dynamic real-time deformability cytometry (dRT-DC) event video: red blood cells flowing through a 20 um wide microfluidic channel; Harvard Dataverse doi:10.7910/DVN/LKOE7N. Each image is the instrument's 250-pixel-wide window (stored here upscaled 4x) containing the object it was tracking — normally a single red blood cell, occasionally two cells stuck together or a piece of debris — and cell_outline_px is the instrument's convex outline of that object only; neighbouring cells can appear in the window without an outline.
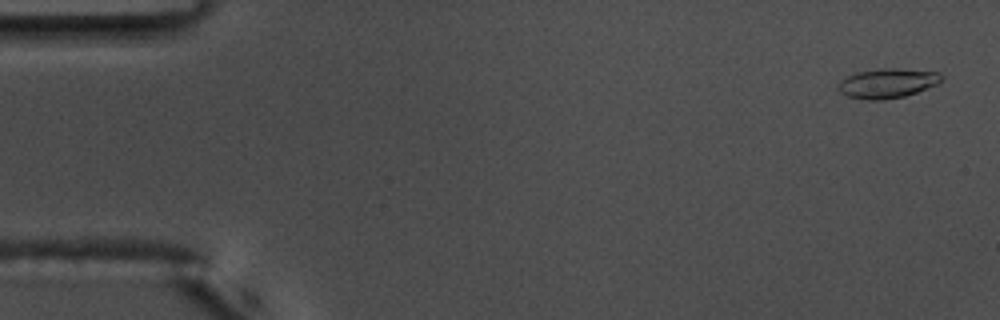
{"species": "common noctule bat (a hibernating species)", "species_latin": "Nyctalus noctula", "temperature_condition": "warm", "stored_images_in_passage": 56, "camera_frame_rate_fps": 3000, "um_per_image_px": 0.085, "animal": {"sex": "male", "body_mass_g": 17.5, "forearm_length_mm": 52.3}, "frame": {"image": 1, "passage_image": 2, "time_ms": 0.333, "image_size_px": [1000, 320], "cell_outline_px": [[944, 80], [936, 84], [916, 92], [904, 96], [884, 100], [868, 100], [848, 96], [840, 92], [840, 80], [848, 76], [860, 72], [884, 68], [896, 68], [940, 72], [944, 76]], "centroid_in_image_um": [75.49, 7.07], "position_along_channel_um": 9.5, "area_um2": 17.57}}
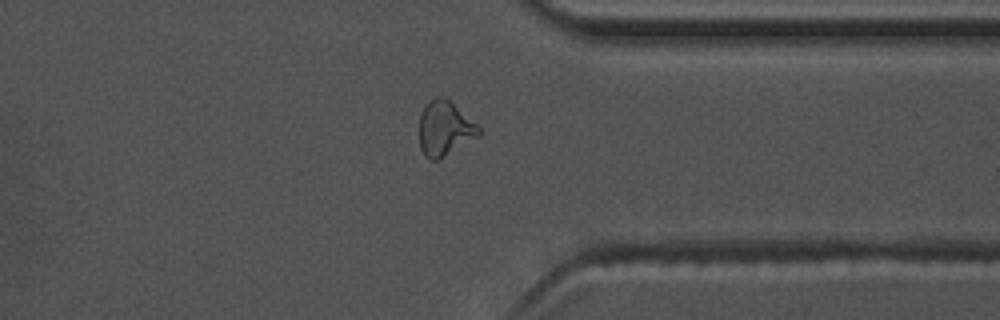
{"frame": {"image": 2, "passage_image": 43, "time_ms": 14.0, "image_size_px": [1000, 320], "cell_outline_px": [[480, 136], [444, 156], [436, 160], [428, 160], [424, 156], [420, 148], [420, 112], [428, 100], [436, 96], [444, 96], [476, 124], [480, 128]], "centroid_in_image_um": [37.77, 10.92], "position_along_channel_um": 373.6, "area_um2": 18.9}}
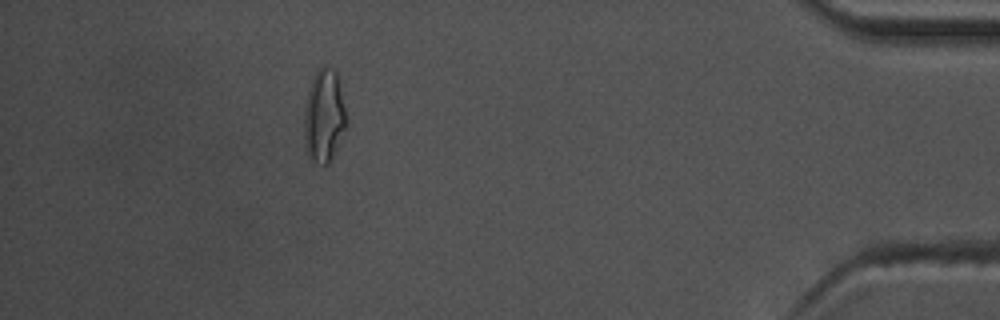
{"frame": {"image": 3, "passage_image": 50, "time_ms": 16.333, "image_size_px": [1000, 320], "cell_outline_px": [[348, 124], [328, 164], [324, 168], [316, 164], [308, 156], [304, 148], [304, 112], [308, 88], [316, 68], [324, 64], [336, 72], [348, 120]], "centroid_in_image_um": [27.52, 9.88], "position_along_channel_um": 407.7, "area_um2": 23.41}, "authors_computed_cell_mechanics": {"area_um2": 17.5423, "velocity_mm_per_s": 3.6617, "shape_relaxation_time_tau1_ms": 5.9754, "shape_relaxation_time_tau2_ms": 1.7916, "deformation_change_tau1": 0.1923, "deformation_change_tau2": 0.084}}